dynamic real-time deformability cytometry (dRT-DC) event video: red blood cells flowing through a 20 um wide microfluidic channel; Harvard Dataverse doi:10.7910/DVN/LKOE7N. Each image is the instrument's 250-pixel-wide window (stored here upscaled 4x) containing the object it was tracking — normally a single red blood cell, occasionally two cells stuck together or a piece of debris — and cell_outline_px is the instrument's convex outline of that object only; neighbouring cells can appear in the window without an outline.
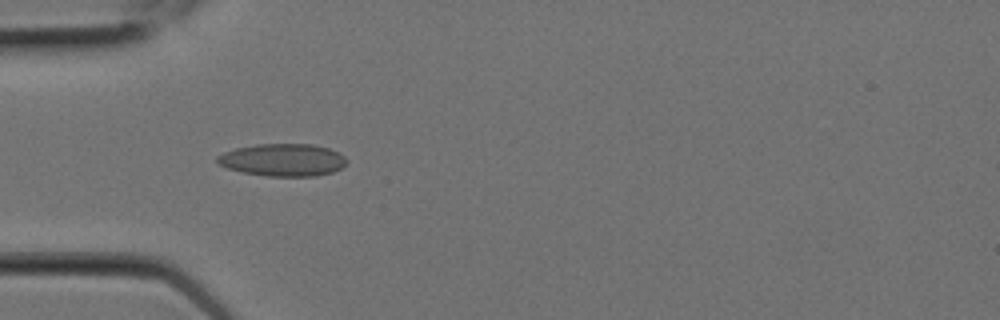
{"species": "Egyptian fruit bat (a non-hibernating species)", "species_latin": "Rousettus aegyptiacus", "temperature_condition": "room temperature", "stored_images_in_passage": 7, "camera_frame_rate_fps": 3000, "um_per_image_px": 0.085, "animal": {"sex": "female"}, "frame": {"image": 1, "passage_image": 6, "time_ms": 1.667, "image_size_px": [1000, 320], "cell_outline_px": [[348, 160], [340, 168], [332, 172], [316, 176], [268, 176], [244, 172], [228, 168], [220, 164], [216, 160], [216, 156], [224, 152], [236, 148], [256, 144], [312, 144], [328, 148], [340, 152]], "centroid_in_image_um": [24.06, 13.58], "position_along_channel_um": 60.9, "area_um2": 24.39}}
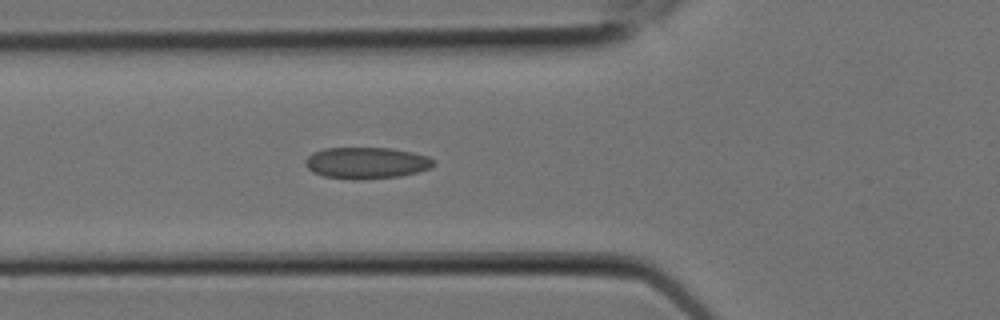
{"frame": {"image": 2, "passage_image": 7, "time_ms": 2.0, "image_size_px": [1000, 320], "cell_outline_px": [[436, 164], [428, 168], [416, 172], [400, 176], [360, 180], [352, 180], [324, 176], [312, 172], [304, 164], [304, 160], [312, 152], [324, 148], [392, 148], [412, 152], [428, 156], [436, 160]], "centroid_in_image_um": [31.13, 13.85], "position_along_channel_um": 94.7, "area_um2": 23.76}}